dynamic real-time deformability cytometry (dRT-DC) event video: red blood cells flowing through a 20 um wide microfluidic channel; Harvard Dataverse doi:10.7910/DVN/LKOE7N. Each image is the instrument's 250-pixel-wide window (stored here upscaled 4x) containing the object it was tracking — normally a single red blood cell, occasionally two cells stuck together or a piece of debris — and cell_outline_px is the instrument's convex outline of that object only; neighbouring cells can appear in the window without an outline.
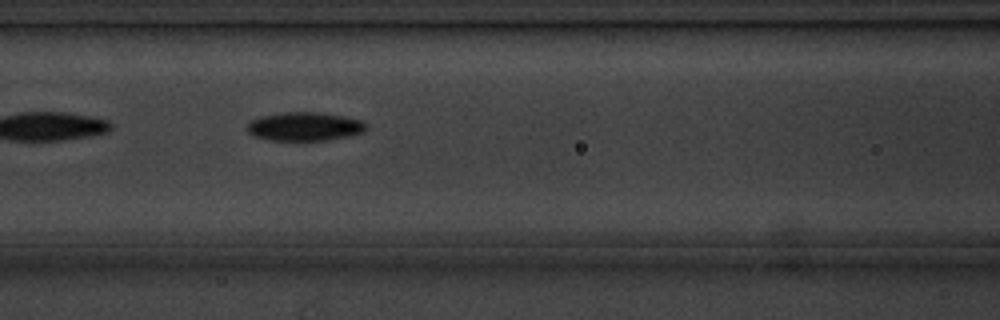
{"species": "common noctule bat (a hibernating species)", "species_latin": "Nyctalus noctula", "temperature_condition": "cold", "stored_images_in_passage": 6, "camera_frame_rate_fps": 3000, "um_per_image_px": 0.085, "animal": {"sex": "male", "body_mass_g": 20.1, "forearm_length_mm": 53.5}, "frame": {"image": 1, "passage_image": 6, "time_ms": 6.667, "image_size_px": [1000, 320], "cell_outline_px": [[368, 128], [364, 132], [348, 136], [324, 140], [272, 140], [256, 136], [248, 132], [244, 128], [252, 120], [260, 116], [280, 112], [316, 112], [344, 116], [360, 120], [368, 124]], "centroid_in_image_um": [25.9, 10.74], "position_along_channel_um": 140.7, "area_um2": 19.88}}